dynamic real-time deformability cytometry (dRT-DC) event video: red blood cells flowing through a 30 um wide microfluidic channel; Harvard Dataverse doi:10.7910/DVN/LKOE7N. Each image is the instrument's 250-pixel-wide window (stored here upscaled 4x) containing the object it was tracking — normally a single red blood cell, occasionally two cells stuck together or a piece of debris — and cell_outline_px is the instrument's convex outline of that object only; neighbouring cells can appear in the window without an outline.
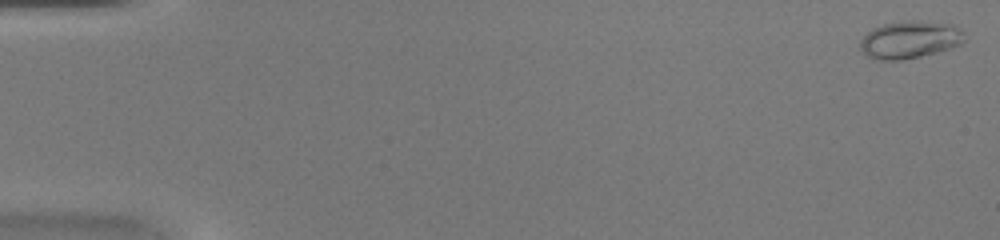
{"species": "common noctule bat (a hibernating species)", "species_latin": "Nyctalus noctula", "temperature_condition": "warm", "stored_images_in_passage": 48, "camera_frame_rate_fps": 3000, "um_per_image_px": 0.085, "animal": {"sex": "female", "body_mass_g": 20.0, "forearm_length_mm": 54.0}, "frame": {"image": 1, "passage_image": 1, "time_ms": 0.0, "image_size_px": [1000, 240], "cell_outline_px": [[964, 40], [960, 44], [936, 52], [904, 60], [872, 60], [860, 48], [860, 40], [872, 28], [884, 24], [912, 20], [920, 20], [952, 24], [964, 32]], "centroid_in_image_um": [77.31, 3.37], "position_along_channel_um": 7.7, "area_um2": 22.72}}
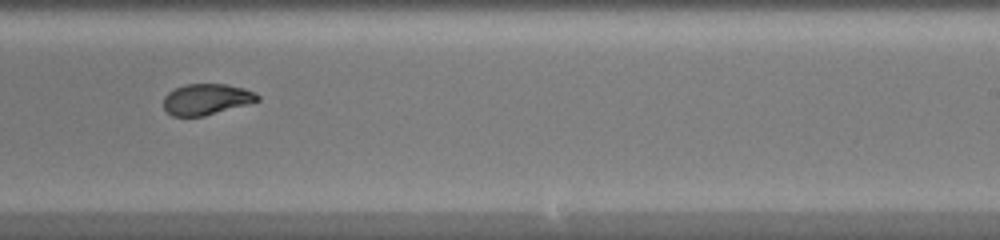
{"frame": {"image": 2, "passage_image": 31, "time_ms": 10.0, "image_size_px": [1000, 240], "cell_outline_px": [[260, 100], [204, 116], [172, 116], [164, 108], [164, 96], [168, 92], [184, 84], [224, 84], [244, 88], [256, 92], [260, 96]], "centroid_in_image_um": [17.55, 8.43], "position_along_channel_um": 271.5, "area_um2": 16.88}}
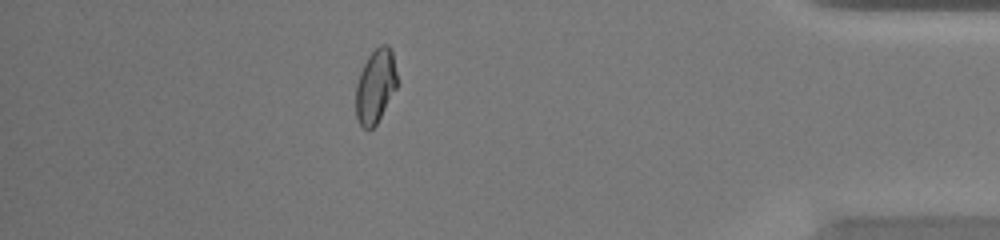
{"frame": {"image": 3, "passage_image": 43, "time_ms": 14.0, "image_size_px": [1000, 240], "cell_outline_px": [[396, 88], [376, 124], [372, 128], [364, 128], [360, 124], [356, 116], [356, 84], [360, 72], [368, 56], [380, 44], [388, 44], [392, 48], [396, 72]], "centroid_in_image_um": [31.91, 7.28], "position_along_channel_um": 403.3, "area_um2": 17.57}, "authors_computed_cell_mechanics": {"area_um2": 18.3804, "velocity_mm_per_s": 4.293, "shape_relaxation_time_tau1_ms": null, "shape_relaxation_time_tau2_ms": 0.7142, "deformation_change_tau1": null, "deformation_change_tau2": 0.0373}}